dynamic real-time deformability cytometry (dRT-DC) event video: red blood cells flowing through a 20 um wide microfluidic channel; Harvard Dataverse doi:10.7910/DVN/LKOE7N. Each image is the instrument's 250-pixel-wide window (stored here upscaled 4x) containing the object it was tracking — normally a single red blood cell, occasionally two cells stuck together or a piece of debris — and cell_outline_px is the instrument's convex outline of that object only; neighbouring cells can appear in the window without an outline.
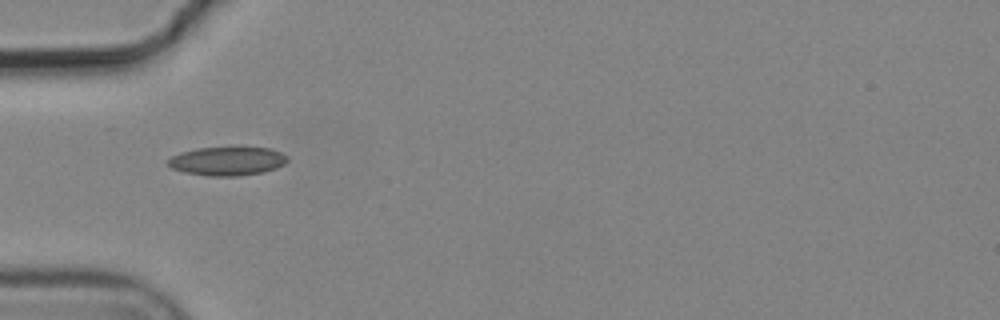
{"species": "common noctule bat (a hibernating species)", "species_latin": "Nyctalus noctula", "temperature_condition": "cold", "stored_images_in_passage": 9, "camera_frame_rate_fps": 3000, "um_per_image_px": 0.085, "animal": {"sex": "male", "body_mass_g": 19.2, "forearm_length_mm": 51.8}, "frame": {"image": 1, "passage_image": 3, "time_ms": 0.667, "image_size_px": [1000, 320], "cell_outline_px": [[288, 160], [284, 164], [276, 168], [264, 172], [240, 176], [208, 176], [184, 172], [172, 168], [168, 164], [168, 160], [172, 156], [180, 152], [196, 148], [272, 148], [288, 156]], "centroid_in_image_um": [19.34, 13.7], "position_along_channel_um": 65.7, "area_um2": 19.94}}
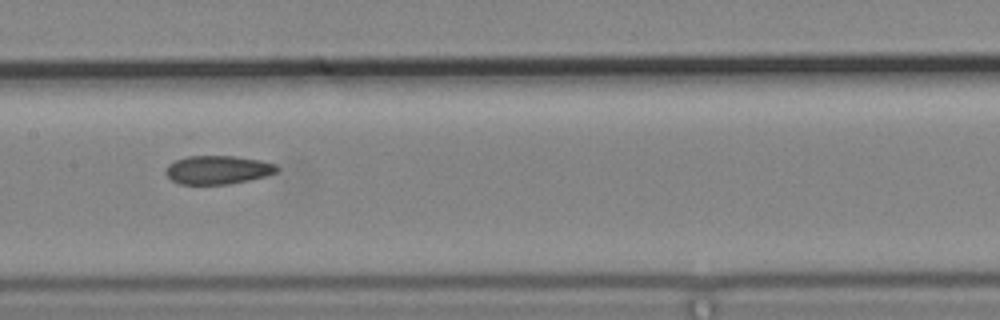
{"frame": {"image": 2, "passage_image": 6, "time_ms": 1.667, "image_size_px": [1000, 320], "cell_outline_px": [[280, 168], [276, 172], [264, 176], [248, 180], [228, 184], [180, 184], [172, 180], [164, 172], [168, 164], [176, 160], [188, 156], [236, 156], [260, 160], [276, 164]], "centroid_in_image_um": [18.51, 14.43], "position_along_channel_um": 188.9, "area_um2": 18.44}}
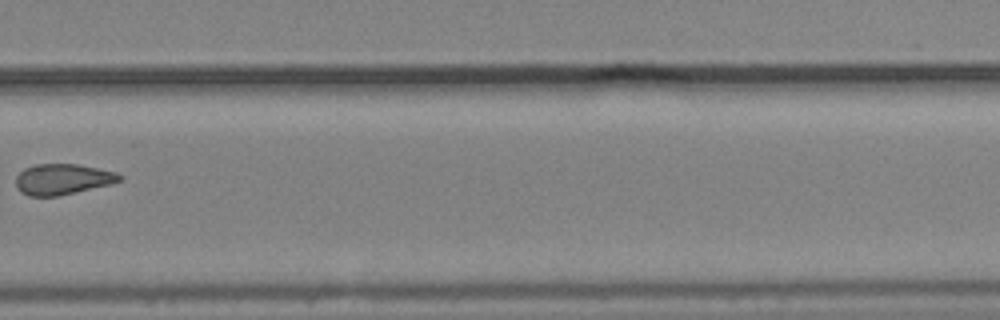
{"frame": {"image": 3, "passage_image": 9, "time_ms": 2.667, "image_size_px": [1000, 320], "cell_outline_px": [[124, 176], [120, 180], [108, 184], [76, 192], [56, 196], [28, 196], [20, 192], [16, 188], [16, 176], [24, 168], [36, 164], [80, 164], [116, 172]], "centroid_in_image_um": [5.28, 15.23], "position_along_channel_um": 324.5, "area_um2": 18.55}}